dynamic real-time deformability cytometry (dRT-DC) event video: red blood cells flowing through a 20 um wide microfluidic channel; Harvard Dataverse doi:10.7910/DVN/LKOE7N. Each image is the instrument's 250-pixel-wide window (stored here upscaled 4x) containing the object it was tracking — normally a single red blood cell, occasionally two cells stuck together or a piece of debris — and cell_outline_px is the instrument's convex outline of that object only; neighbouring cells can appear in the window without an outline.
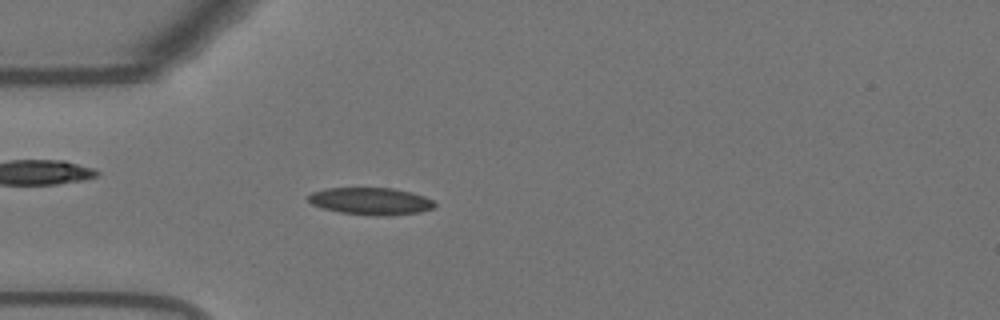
{"species": "Egyptian fruit bat (a non-hibernating species)", "species_latin": "Rousettus aegyptiacus", "temperature_condition": "warm", "stored_images_in_passage": 49, "camera_frame_rate_fps": 3000, "um_per_image_px": 0.085, "animal": {"sex": "female"}, "frame": {"image": 1, "passage_image": 10, "time_ms": 3.0, "image_size_px": [1000, 320], "cell_outline_px": [[436, 204], [432, 208], [420, 212], [388, 216], [376, 216], [340, 212], [324, 208], [312, 204], [308, 200], [308, 196], [312, 192], [324, 188], [392, 188], [412, 192], [424, 196], [432, 200]], "centroid_in_image_um": [31.52, 17.1], "position_along_channel_um": 53.5, "area_um2": 20.0}}
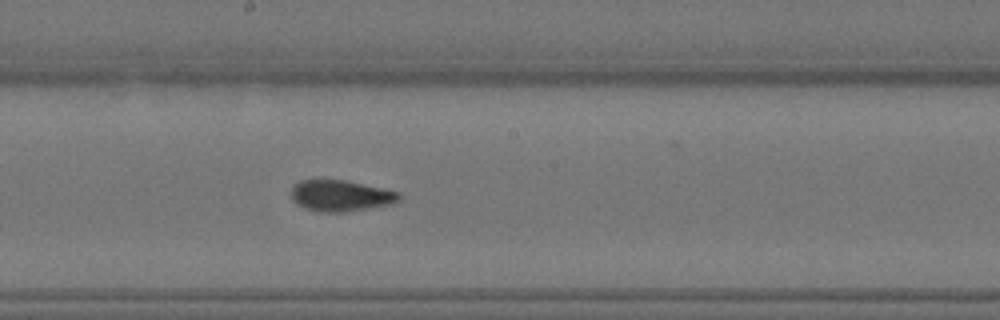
{"frame": {"image": 2, "passage_image": 24, "time_ms": 7.667, "image_size_px": [1000, 320], "cell_outline_px": [[400, 200], [396, 204], [348, 212], [320, 212], [304, 208], [296, 204], [292, 200], [292, 184], [300, 180], [344, 180], [400, 192]], "centroid_in_image_um": [28.97, 16.65], "position_along_channel_um": 219.2, "area_um2": 19.88}}
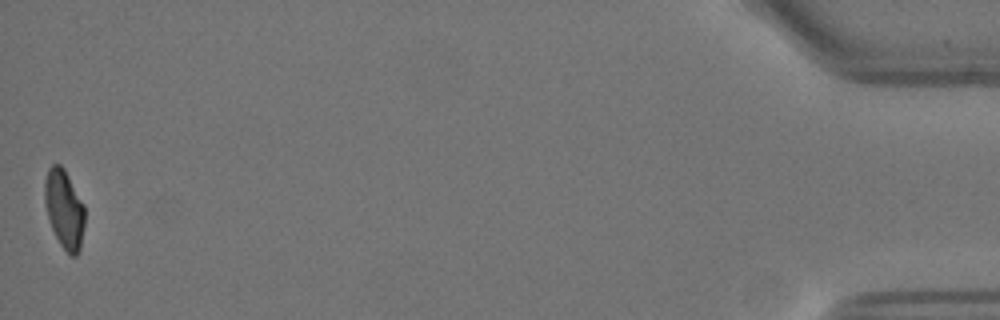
{"frame": {"image": 3, "passage_image": 49, "time_ms": 16.0, "image_size_px": [1000, 320], "cell_outline_px": [[84, 224], [80, 248], [76, 256], [68, 256], [60, 244], [52, 228], [48, 216], [44, 200], [44, 184], [48, 168], [52, 164], [60, 164], [64, 168], [84, 204]], "centroid_in_image_um": [5.46, 17.77], "position_along_channel_um": 429.7, "area_um2": 18.38}, "authors_computed_cell_mechanics": {"area_um2": 19.4208, "velocity_mm_per_s": 3.6824, "shape_relaxation_time_tau1_ms": 4.8682, "shape_relaxation_time_tau2_ms": 0.9858, "deformation_change_tau1": 0.1806, "deformation_change_tau2": 0.0717}}